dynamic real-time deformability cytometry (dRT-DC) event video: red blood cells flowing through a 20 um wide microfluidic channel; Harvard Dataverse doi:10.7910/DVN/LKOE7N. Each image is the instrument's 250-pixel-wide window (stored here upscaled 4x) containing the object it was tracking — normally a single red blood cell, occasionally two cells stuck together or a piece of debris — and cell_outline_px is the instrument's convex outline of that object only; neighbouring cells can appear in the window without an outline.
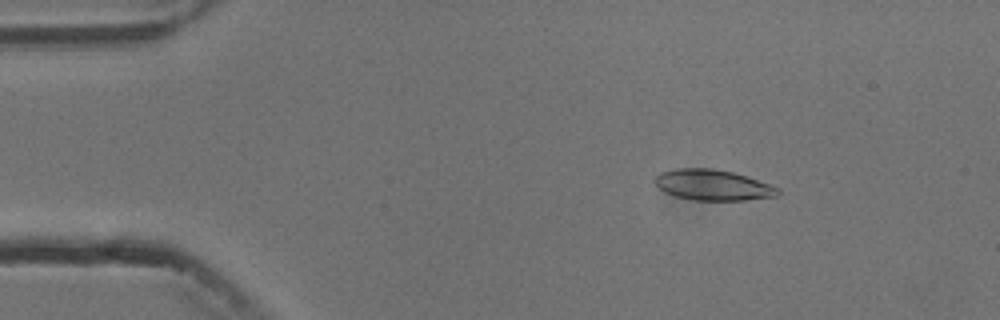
{"species": "common noctule bat (a hibernating species)", "species_latin": "Nyctalus noctula", "temperature_condition": "cold", "stored_images_in_passage": 3, "camera_frame_rate_fps": 3000, "um_per_image_px": 0.085, "animal": {"sex": "male", "body_mass_g": 13.3}, "frame": {"image": 1, "passage_image": 1, "time_ms": 0.0, "image_size_px": [1000, 320], "cell_outline_px": [[780, 192], [776, 196], [744, 200], [692, 200], [676, 196], [664, 192], [656, 184], [656, 176], [660, 172], [676, 168], [712, 168], [732, 172], [780, 188]], "centroid_in_image_um": [60.57, 15.73], "position_along_channel_um": 24.4, "area_um2": 21.73}}